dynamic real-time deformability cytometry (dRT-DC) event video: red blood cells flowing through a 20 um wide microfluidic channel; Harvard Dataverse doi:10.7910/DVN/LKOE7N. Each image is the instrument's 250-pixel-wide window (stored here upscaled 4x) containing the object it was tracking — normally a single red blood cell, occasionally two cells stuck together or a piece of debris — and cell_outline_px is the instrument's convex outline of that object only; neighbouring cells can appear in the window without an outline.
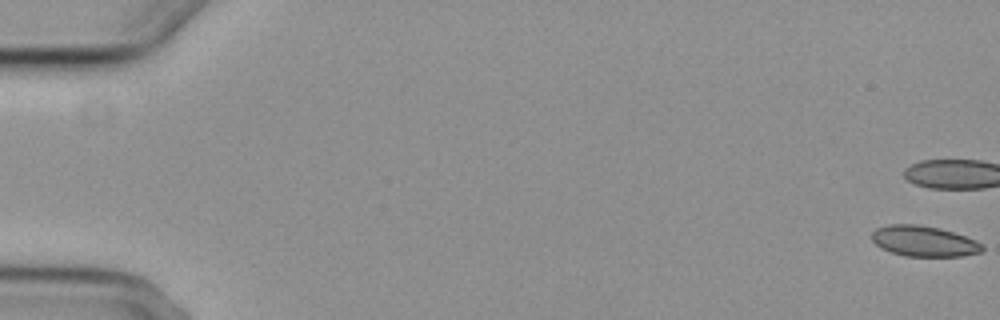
{"species": "common noctule bat (a hibernating species)", "species_latin": "Nyctalus noctula", "temperature_condition": "cold", "stored_images_in_passage": 4, "camera_frame_rate_fps": 3000, "um_per_image_px": 0.085, "animal": {"sex": "female", "body_mass_g": 29.2, "forearm_length_mm": 56.3}, "frame": {"image": 1, "passage_image": 1, "time_ms": 0.0, "image_size_px": [1000, 320], "cell_outline_px": [[984, 252], [964, 256], [904, 256], [880, 248], [872, 240], [872, 232], [876, 228], [888, 224], [916, 224], [940, 228], [976, 240], [984, 244]], "centroid_in_image_um": [78.56, 20.5], "position_along_channel_um": 6.4, "area_um2": 19.88}}